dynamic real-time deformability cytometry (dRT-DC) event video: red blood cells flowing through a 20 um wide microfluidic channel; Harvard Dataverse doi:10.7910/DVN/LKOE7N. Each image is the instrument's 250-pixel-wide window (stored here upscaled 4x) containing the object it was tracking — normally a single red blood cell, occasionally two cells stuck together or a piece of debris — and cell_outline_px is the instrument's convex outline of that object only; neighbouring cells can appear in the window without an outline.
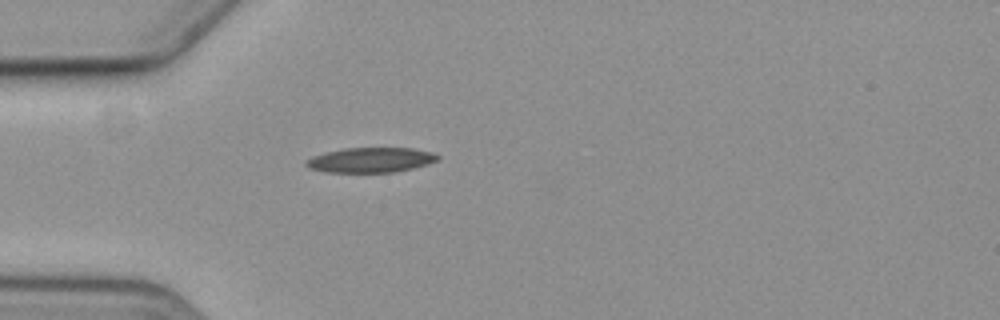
{"species": "common noctule bat (a hibernating species)", "species_latin": "Nyctalus noctula", "temperature_condition": "cold", "stored_images_in_passage": 2, "camera_frame_rate_fps": 3000, "um_per_image_px": 0.085, "animal": {"sex": "female", "body_mass_g": 19.3, "forearm_length_mm": 54.1}, "frame": {"image": 1, "passage_image": 2, "time_ms": 2.0, "image_size_px": [1000, 320], "cell_outline_px": [[440, 160], [428, 164], [396, 172], [324, 172], [308, 168], [304, 164], [304, 160], [312, 156], [324, 152], [344, 148], [412, 148], [432, 152], [440, 156]], "centroid_in_image_um": [31.48, 13.6], "position_along_channel_um": 53.5, "area_um2": 19.36}}